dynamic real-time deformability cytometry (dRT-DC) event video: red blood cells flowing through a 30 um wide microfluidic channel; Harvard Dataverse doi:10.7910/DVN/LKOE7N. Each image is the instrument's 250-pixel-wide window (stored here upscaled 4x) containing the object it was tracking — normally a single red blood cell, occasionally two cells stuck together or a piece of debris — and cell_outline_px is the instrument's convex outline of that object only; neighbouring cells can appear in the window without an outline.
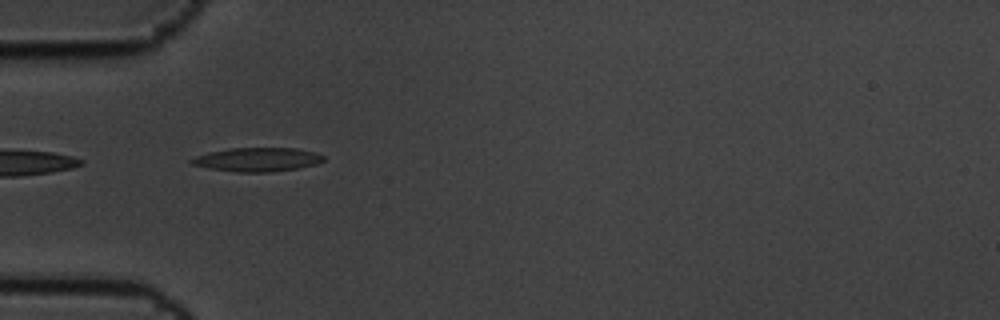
{"species": "common noctule bat (a hibernating species)", "species_latin": "Nyctalus noctula", "temperature_condition": "cold", "stored_images_in_passage": 4, "camera_frame_rate_fps": 3000, "um_per_image_px": 0.085, "animal": {"sex": "male", "body_mass_g": 19.5, "forearm_length_mm": 54.6}, "frame": {"image": 1, "passage_image": 3, "time_ms": 0.667, "image_size_px": [1000, 320], "cell_outline_px": [[324, 160], [316, 164], [296, 168], [268, 172], [236, 172], [208, 168], [192, 164], [188, 160], [196, 156], [208, 152], [228, 148], [296, 148], [316, 152], [324, 156]], "centroid_in_image_um": [21.85, 13.55], "position_along_channel_um": 63.1, "area_um2": 18.32}}